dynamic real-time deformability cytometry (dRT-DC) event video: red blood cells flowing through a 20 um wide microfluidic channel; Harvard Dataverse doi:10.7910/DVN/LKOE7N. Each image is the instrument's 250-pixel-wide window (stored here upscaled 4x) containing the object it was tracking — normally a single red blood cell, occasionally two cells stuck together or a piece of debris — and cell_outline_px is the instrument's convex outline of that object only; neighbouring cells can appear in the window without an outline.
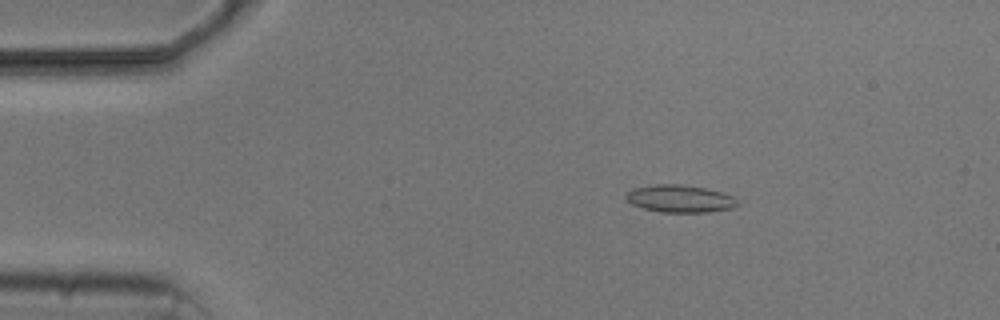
{"species": "common noctule bat (a hibernating species)", "species_latin": "Nyctalus noctula", "temperature_condition": "cold", "stored_images_in_passage": 5, "camera_frame_rate_fps": 3000, "um_per_image_px": 0.085, "animal": {"sex": "male", "body_mass_g": 20.5, "forearm_length_mm": 52.5}, "frame": {"image": 1, "passage_image": 3, "time_ms": 2.333, "image_size_px": [1000, 320], "cell_outline_px": [[740, 204], [732, 208], [708, 212], [660, 212], [644, 208], [632, 204], [624, 196], [632, 188], [656, 184], [684, 184], [704, 188], [720, 192], [732, 196]], "centroid_in_image_um": [57.78, 16.88], "position_along_channel_um": 27.2, "area_um2": 17.74}}
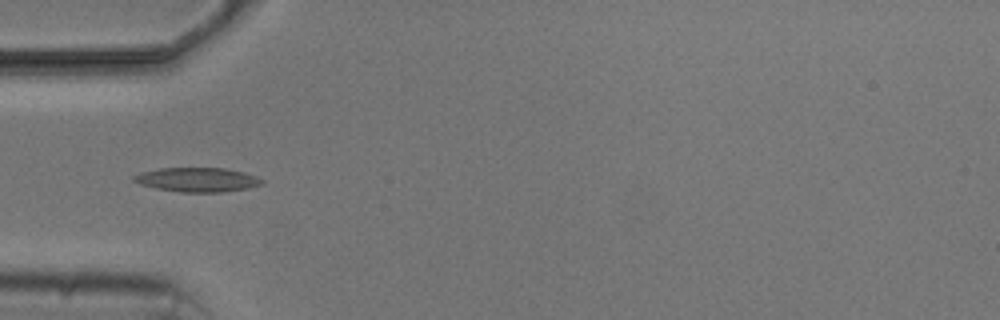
{"frame": {"image": 2, "passage_image": 5, "time_ms": 5.0, "image_size_px": [1000, 320], "cell_outline_px": [[264, 184], [248, 188], [220, 192], [180, 192], [156, 188], [140, 184], [132, 180], [132, 176], [140, 172], [160, 168], [224, 168], [244, 172], [256, 176], [264, 180]], "centroid_in_image_um": [16.77, 15.27], "position_along_channel_um": 68.2, "area_um2": 18.15}}